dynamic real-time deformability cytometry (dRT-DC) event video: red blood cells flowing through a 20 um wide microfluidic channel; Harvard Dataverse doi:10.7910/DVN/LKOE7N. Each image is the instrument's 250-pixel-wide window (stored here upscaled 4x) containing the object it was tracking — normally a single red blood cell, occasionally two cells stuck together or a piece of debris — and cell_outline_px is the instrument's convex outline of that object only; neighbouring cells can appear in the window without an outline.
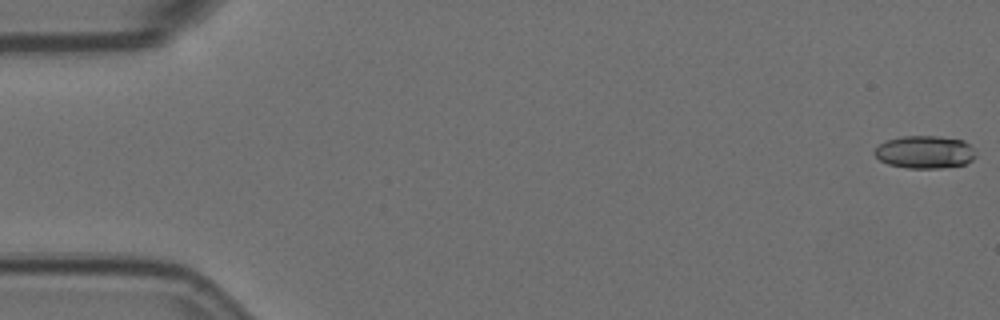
{"species": "Egyptian fruit bat (a non-hibernating species)", "species_latin": "Rousettus aegyptiacus", "temperature_condition": "room temperature", "stored_images_in_passage": 5, "camera_frame_rate_fps": 3000, "um_per_image_px": 0.085, "animal": {"sex": "female"}, "frame": {"image": 1, "passage_image": 1, "time_ms": 0.0, "image_size_px": [1000, 320], "cell_outline_px": [[976, 156], [972, 160], [964, 164], [940, 168], [908, 168], [888, 164], [880, 160], [872, 152], [880, 144], [888, 140], [900, 136], [940, 136], [964, 140], [976, 148]], "centroid_in_image_um": [78.65, 12.91], "position_along_channel_um": 6.4, "area_um2": 19.48}}
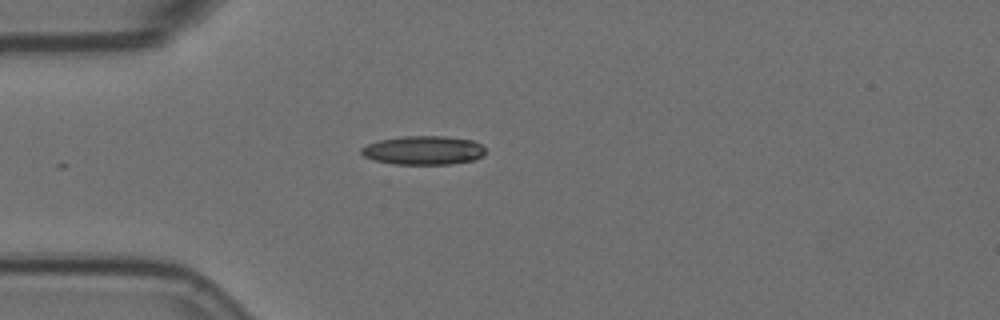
{"frame": {"image": 2, "passage_image": 5, "time_ms": 1.333, "image_size_px": [1000, 320], "cell_outline_px": [[484, 152], [476, 160], [452, 164], [392, 164], [372, 160], [364, 156], [360, 152], [360, 148], [368, 144], [380, 140], [404, 136], [444, 136], [472, 140], [480, 144], [484, 148]], "centroid_in_image_um": [35.97, 12.78], "position_along_channel_um": 49.0, "area_um2": 20.87}}